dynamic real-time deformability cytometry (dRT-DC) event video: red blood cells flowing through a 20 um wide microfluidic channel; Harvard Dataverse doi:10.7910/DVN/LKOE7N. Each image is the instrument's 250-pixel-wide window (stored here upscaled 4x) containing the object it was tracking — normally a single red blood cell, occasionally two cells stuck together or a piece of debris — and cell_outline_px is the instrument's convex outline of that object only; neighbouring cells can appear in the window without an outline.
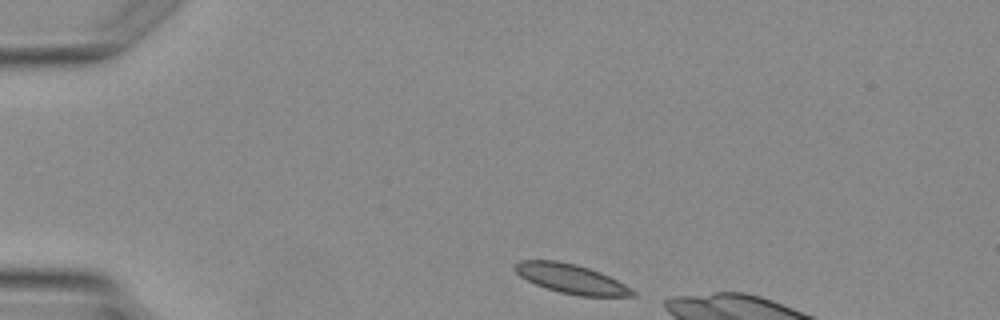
{"species": "Egyptian fruit bat (a non-hibernating species)", "species_latin": "Rousettus aegyptiacus", "temperature_condition": "warm", "stored_images_in_passage": 1, "camera_frame_rate_fps": 3000, "um_per_image_px": 0.085, "animal": {"sex": "female"}, "frame": {"image": 1, "passage_image": 1, "time_ms": 0.0, "image_size_px": [1000, 320], "cell_outline_px": [[636, 296], [580, 296], [560, 292], [544, 288], [520, 276], [512, 268], [520, 260], [556, 260], [576, 264], [600, 272], [624, 284], [636, 292]], "centroid_in_image_um": [48.53, 23.69], "position_along_channel_um": 36.5, "area_um2": 20.0}}